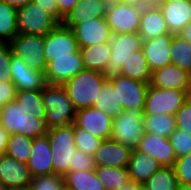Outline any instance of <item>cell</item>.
I'll use <instances>...</instances> for the list:
<instances>
[{"mask_svg":"<svg viewBox=\"0 0 191 190\" xmlns=\"http://www.w3.org/2000/svg\"><path fill=\"white\" fill-rule=\"evenodd\" d=\"M41 97L48 130L75 122L76 109L62 85L47 84L41 91Z\"/></svg>","mask_w":191,"mask_h":190,"instance_id":"obj_1","label":"cell"},{"mask_svg":"<svg viewBox=\"0 0 191 190\" xmlns=\"http://www.w3.org/2000/svg\"><path fill=\"white\" fill-rule=\"evenodd\" d=\"M106 80L107 76L102 72L83 70L62 86L78 111L95 105L101 86Z\"/></svg>","mask_w":191,"mask_h":190,"instance_id":"obj_2","label":"cell"},{"mask_svg":"<svg viewBox=\"0 0 191 190\" xmlns=\"http://www.w3.org/2000/svg\"><path fill=\"white\" fill-rule=\"evenodd\" d=\"M0 124L9 134H21L35 139L45 136L48 132L45 118H37L18 107L11 101L1 109Z\"/></svg>","mask_w":191,"mask_h":190,"instance_id":"obj_3","label":"cell"},{"mask_svg":"<svg viewBox=\"0 0 191 190\" xmlns=\"http://www.w3.org/2000/svg\"><path fill=\"white\" fill-rule=\"evenodd\" d=\"M46 135L51 147L53 174L65 176L76 151L74 123L50 129Z\"/></svg>","mask_w":191,"mask_h":190,"instance_id":"obj_4","label":"cell"},{"mask_svg":"<svg viewBox=\"0 0 191 190\" xmlns=\"http://www.w3.org/2000/svg\"><path fill=\"white\" fill-rule=\"evenodd\" d=\"M16 19L19 34L46 35L59 24L51 14L33 1L17 8Z\"/></svg>","mask_w":191,"mask_h":190,"instance_id":"obj_5","label":"cell"},{"mask_svg":"<svg viewBox=\"0 0 191 190\" xmlns=\"http://www.w3.org/2000/svg\"><path fill=\"white\" fill-rule=\"evenodd\" d=\"M123 110L144 112L145 97L149 83L127 78L123 75L108 77Z\"/></svg>","mask_w":191,"mask_h":190,"instance_id":"obj_6","label":"cell"},{"mask_svg":"<svg viewBox=\"0 0 191 190\" xmlns=\"http://www.w3.org/2000/svg\"><path fill=\"white\" fill-rule=\"evenodd\" d=\"M144 132L143 113L123 110L113 118L111 139L115 142L134 149Z\"/></svg>","mask_w":191,"mask_h":190,"instance_id":"obj_7","label":"cell"},{"mask_svg":"<svg viewBox=\"0 0 191 190\" xmlns=\"http://www.w3.org/2000/svg\"><path fill=\"white\" fill-rule=\"evenodd\" d=\"M187 101L186 91L148 86L144 115H174Z\"/></svg>","mask_w":191,"mask_h":190,"instance_id":"obj_8","label":"cell"},{"mask_svg":"<svg viewBox=\"0 0 191 190\" xmlns=\"http://www.w3.org/2000/svg\"><path fill=\"white\" fill-rule=\"evenodd\" d=\"M13 54L24 60L30 69L46 71L45 35L18 34L10 43Z\"/></svg>","mask_w":191,"mask_h":190,"instance_id":"obj_9","label":"cell"},{"mask_svg":"<svg viewBox=\"0 0 191 190\" xmlns=\"http://www.w3.org/2000/svg\"><path fill=\"white\" fill-rule=\"evenodd\" d=\"M143 7L109 1L106 20L112 34L138 33Z\"/></svg>","mask_w":191,"mask_h":190,"instance_id":"obj_10","label":"cell"},{"mask_svg":"<svg viewBox=\"0 0 191 190\" xmlns=\"http://www.w3.org/2000/svg\"><path fill=\"white\" fill-rule=\"evenodd\" d=\"M142 38L138 33L112 34L110 40L111 58L107 63L105 75H119L122 66L135 51L142 48Z\"/></svg>","mask_w":191,"mask_h":190,"instance_id":"obj_11","label":"cell"},{"mask_svg":"<svg viewBox=\"0 0 191 190\" xmlns=\"http://www.w3.org/2000/svg\"><path fill=\"white\" fill-rule=\"evenodd\" d=\"M79 50L73 30L62 23L45 35L44 55L47 63L52 61L53 57H73V53Z\"/></svg>","mask_w":191,"mask_h":190,"instance_id":"obj_12","label":"cell"},{"mask_svg":"<svg viewBox=\"0 0 191 190\" xmlns=\"http://www.w3.org/2000/svg\"><path fill=\"white\" fill-rule=\"evenodd\" d=\"M83 70H85V67L80 50L73 53V57H53V60L47 63L46 83L63 85Z\"/></svg>","mask_w":191,"mask_h":190,"instance_id":"obj_13","label":"cell"},{"mask_svg":"<svg viewBox=\"0 0 191 190\" xmlns=\"http://www.w3.org/2000/svg\"><path fill=\"white\" fill-rule=\"evenodd\" d=\"M113 118L93 107L76 111L74 124L102 140L111 139Z\"/></svg>","mask_w":191,"mask_h":190,"instance_id":"obj_14","label":"cell"},{"mask_svg":"<svg viewBox=\"0 0 191 190\" xmlns=\"http://www.w3.org/2000/svg\"><path fill=\"white\" fill-rule=\"evenodd\" d=\"M12 83L16 86L17 91H42L47 85L45 73L30 69L20 57L12 54L11 67Z\"/></svg>","mask_w":191,"mask_h":190,"instance_id":"obj_15","label":"cell"},{"mask_svg":"<svg viewBox=\"0 0 191 190\" xmlns=\"http://www.w3.org/2000/svg\"><path fill=\"white\" fill-rule=\"evenodd\" d=\"M79 47L110 42L112 33L106 17L92 18L76 25L73 29Z\"/></svg>","mask_w":191,"mask_h":190,"instance_id":"obj_16","label":"cell"},{"mask_svg":"<svg viewBox=\"0 0 191 190\" xmlns=\"http://www.w3.org/2000/svg\"><path fill=\"white\" fill-rule=\"evenodd\" d=\"M136 149L151 155L166 167H173L177 159L170 139L155 133L144 132Z\"/></svg>","mask_w":191,"mask_h":190,"instance_id":"obj_17","label":"cell"},{"mask_svg":"<svg viewBox=\"0 0 191 190\" xmlns=\"http://www.w3.org/2000/svg\"><path fill=\"white\" fill-rule=\"evenodd\" d=\"M156 5L165 18L170 34L179 35L191 22V2L187 0H160Z\"/></svg>","mask_w":191,"mask_h":190,"instance_id":"obj_18","label":"cell"},{"mask_svg":"<svg viewBox=\"0 0 191 190\" xmlns=\"http://www.w3.org/2000/svg\"><path fill=\"white\" fill-rule=\"evenodd\" d=\"M132 148L115 142L112 139L103 140L100 147L93 154L96 166L109 168H127Z\"/></svg>","mask_w":191,"mask_h":190,"instance_id":"obj_19","label":"cell"},{"mask_svg":"<svg viewBox=\"0 0 191 190\" xmlns=\"http://www.w3.org/2000/svg\"><path fill=\"white\" fill-rule=\"evenodd\" d=\"M173 34L142 41V50L151 72L171 64V41Z\"/></svg>","mask_w":191,"mask_h":190,"instance_id":"obj_20","label":"cell"},{"mask_svg":"<svg viewBox=\"0 0 191 190\" xmlns=\"http://www.w3.org/2000/svg\"><path fill=\"white\" fill-rule=\"evenodd\" d=\"M31 178L26 163L19 162L7 154L0 155V181L8 189L29 185Z\"/></svg>","mask_w":191,"mask_h":190,"instance_id":"obj_21","label":"cell"},{"mask_svg":"<svg viewBox=\"0 0 191 190\" xmlns=\"http://www.w3.org/2000/svg\"><path fill=\"white\" fill-rule=\"evenodd\" d=\"M26 164L32 177L53 174L52 153L47 135L33 140L31 156Z\"/></svg>","mask_w":191,"mask_h":190,"instance_id":"obj_22","label":"cell"},{"mask_svg":"<svg viewBox=\"0 0 191 190\" xmlns=\"http://www.w3.org/2000/svg\"><path fill=\"white\" fill-rule=\"evenodd\" d=\"M165 18L156 4L143 7L138 34L143 41L169 34Z\"/></svg>","mask_w":191,"mask_h":190,"instance_id":"obj_23","label":"cell"},{"mask_svg":"<svg viewBox=\"0 0 191 190\" xmlns=\"http://www.w3.org/2000/svg\"><path fill=\"white\" fill-rule=\"evenodd\" d=\"M109 0H79L63 19L62 24L70 29L92 18L105 17Z\"/></svg>","mask_w":191,"mask_h":190,"instance_id":"obj_24","label":"cell"},{"mask_svg":"<svg viewBox=\"0 0 191 190\" xmlns=\"http://www.w3.org/2000/svg\"><path fill=\"white\" fill-rule=\"evenodd\" d=\"M191 75L178 66L169 64L151 73L149 85L162 89L186 91Z\"/></svg>","mask_w":191,"mask_h":190,"instance_id":"obj_25","label":"cell"},{"mask_svg":"<svg viewBox=\"0 0 191 190\" xmlns=\"http://www.w3.org/2000/svg\"><path fill=\"white\" fill-rule=\"evenodd\" d=\"M163 166L151 155L136 148L132 149L128 164L129 179L136 183H145L156 171Z\"/></svg>","mask_w":191,"mask_h":190,"instance_id":"obj_26","label":"cell"},{"mask_svg":"<svg viewBox=\"0 0 191 190\" xmlns=\"http://www.w3.org/2000/svg\"><path fill=\"white\" fill-rule=\"evenodd\" d=\"M85 70H95L105 74L107 63L111 58L110 42L80 47Z\"/></svg>","mask_w":191,"mask_h":190,"instance_id":"obj_27","label":"cell"},{"mask_svg":"<svg viewBox=\"0 0 191 190\" xmlns=\"http://www.w3.org/2000/svg\"><path fill=\"white\" fill-rule=\"evenodd\" d=\"M151 73L152 72L148 67L147 60L141 48L131 54L127 59L125 64L122 66L120 75L141 82L150 83Z\"/></svg>","mask_w":191,"mask_h":190,"instance_id":"obj_28","label":"cell"},{"mask_svg":"<svg viewBox=\"0 0 191 190\" xmlns=\"http://www.w3.org/2000/svg\"><path fill=\"white\" fill-rule=\"evenodd\" d=\"M64 178L65 190H105L95 170L68 172Z\"/></svg>","mask_w":191,"mask_h":190,"instance_id":"obj_29","label":"cell"},{"mask_svg":"<svg viewBox=\"0 0 191 190\" xmlns=\"http://www.w3.org/2000/svg\"><path fill=\"white\" fill-rule=\"evenodd\" d=\"M17 9L0 0V44H9L18 34Z\"/></svg>","mask_w":191,"mask_h":190,"instance_id":"obj_30","label":"cell"},{"mask_svg":"<svg viewBox=\"0 0 191 190\" xmlns=\"http://www.w3.org/2000/svg\"><path fill=\"white\" fill-rule=\"evenodd\" d=\"M94 107L106 113L111 118H114L123 111L122 104L118 102L116 92L108 80L102 84Z\"/></svg>","mask_w":191,"mask_h":190,"instance_id":"obj_31","label":"cell"},{"mask_svg":"<svg viewBox=\"0 0 191 190\" xmlns=\"http://www.w3.org/2000/svg\"><path fill=\"white\" fill-rule=\"evenodd\" d=\"M170 49L171 64L191 75V43L179 35H173Z\"/></svg>","mask_w":191,"mask_h":190,"instance_id":"obj_32","label":"cell"},{"mask_svg":"<svg viewBox=\"0 0 191 190\" xmlns=\"http://www.w3.org/2000/svg\"><path fill=\"white\" fill-rule=\"evenodd\" d=\"M176 130L174 115H144V131L169 138Z\"/></svg>","mask_w":191,"mask_h":190,"instance_id":"obj_33","label":"cell"},{"mask_svg":"<svg viewBox=\"0 0 191 190\" xmlns=\"http://www.w3.org/2000/svg\"><path fill=\"white\" fill-rule=\"evenodd\" d=\"M15 101L26 113L37 118H45V109L42 104L41 91H17Z\"/></svg>","mask_w":191,"mask_h":190,"instance_id":"obj_34","label":"cell"},{"mask_svg":"<svg viewBox=\"0 0 191 190\" xmlns=\"http://www.w3.org/2000/svg\"><path fill=\"white\" fill-rule=\"evenodd\" d=\"M95 172L98 179L103 183L105 190H116L130 180L127 168L97 166Z\"/></svg>","mask_w":191,"mask_h":190,"instance_id":"obj_35","label":"cell"},{"mask_svg":"<svg viewBox=\"0 0 191 190\" xmlns=\"http://www.w3.org/2000/svg\"><path fill=\"white\" fill-rule=\"evenodd\" d=\"M32 138L21 134H10L5 154L19 162L27 163L31 156Z\"/></svg>","mask_w":191,"mask_h":190,"instance_id":"obj_36","label":"cell"},{"mask_svg":"<svg viewBox=\"0 0 191 190\" xmlns=\"http://www.w3.org/2000/svg\"><path fill=\"white\" fill-rule=\"evenodd\" d=\"M148 190H175L179 185L173 167L163 166L145 183Z\"/></svg>","mask_w":191,"mask_h":190,"instance_id":"obj_37","label":"cell"},{"mask_svg":"<svg viewBox=\"0 0 191 190\" xmlns=\"http://www.w3.org/2000/svg\"><path fill=\"white\" fill-rule=\"evenodd\" d=\"M74 133L76 149L87 155H93L103 141L99 137L92 135L90 132L77 127L75 124Z\"/></svg>","mask_w":191,"mask_h":190,"instance_id":"obj_38","label":"cell"},{"mask_svg":"<svg viewBox=\"0 0 191 190\" xmlns=\"http://www.w3.org/2000/svg\"><path fill=\"white\" fill-rule=\"evenodd\" d=\"M29 185L32 190H65V178L59 174L35 176Z\"/></svg>","mask_w":191,"mask_h":190,"instance_id":"obj_39","label":"cell"},{"mask_svg":"<svg viewBox=\"0 0 191 190\" xmlns=\"http://www.w3.org/2000/svg\"><path fill=\"white\" fill-rule=\"evenodd\" d=\"M176 157L191 154V134L176 128L169 137Z\"/></svg>","mask_w":191,"mask_h":190,"instance_id":"obj_40","label":"cell"},{"mask_svg":"<svg viewBox=\"0 0 191 190\" xmlns=\"http://www.w3.org/2000/svg\"><path fill=\"white\" fill-rule=\"evenodd\" d=\"M173 168L178 183L191 186V154L178 157Z\"/></svg>","mask_w":191,"mask_h":190,"instance_id":"obj_41","label":"cell"},{"mask_svg":"<svg viewBox=\"0 0 191 190\" xmlns=\"http://www.w3.org/2000/svg\"><path fill=\"white\" fill-rule=\"evenodd\" d=\"M13 51L9 44H0V83L12 82L11 73V57Z\"/></svg>","mask_w":191,"mask_h":190,"instance_id":"obj_42","label":"cell"},{"mask_svg":"<svg viewBox=\"0 0 191 190\" xmlns=\"http://www.w3.org/2000/svg\"><path fill=\"white\" fill-rule=\"evenodd\" d=\"M95 160L93 155H87L84 152L77 150L74 153L72 165H69V172L95 170Z\"/></svg>","mask_w":191,"mask_h":190,"instance_id":"obj_43","label":"cell"},{"mask_svg":"<svg viewBox=\"0 0 191 190\" xmlns=\"http://www.w3.org/2000/svg\"><path fill=\"white\" fill-rule=\"evenodd\" d=\"M174 116L176 128L191 134V102L187 100Z\"/></svg>","mask_w":191,"mask_h":190,"instance_id":"obj_44","label":"cell"},{"mask_svg":"<svg viewBox=\"0 0 191 190\" xmlns=\"http://www.w3.org/2000/svg\"><path fill=\"white\" fill-rule=\"evenodd\" d=\"M16 94L17 89L12 82L0 83V109L7 103L14 101Z\"/></svg>","mask_w":191,"mask_h":190,"instance_id":"obj_45","label":"cell"},{"mask_svg":"<svg viewBox=\"0 0 191 190\" xmlns=\"http://www.w3.org/2000/svg\"><path fill=\"white\" fill-rule=\"evenodd\" d=\"M39 4L46 12L51 14L59 22V8L57 0H32Z\"/></svg>","mask_w":191,"mask_h":190,"instance_id":"obj_46","label":"cell"},{"mask_svg":"<svg viewBox=\"0 0 191 190\" xmlns=\"http://www.w3.org/2000/svg\"><path fill=\"white\" fill-rule=\"evenodd\" d=\"M59 8V23H62L63 19L73 9L79 0H57Z\"/></svg>","mask_w":191,"mask_h":190,"instance_id":"obj_47","label":"cell"},{"mask_svg":"<svg viewBox=\"0 0 191 190\" xmlns=\"http://www.w3.org/2000/svg\"><path fill=\"white\" fill-rule=\"evenodd\" d=\"M10 134L0 124V155L5 154Z\"/></svg>","mask_w":191,"mask_h":190,"instance_id":"obj_48","label":"cell"},{"mask_svg":"<svg viewBox=\"0 0 191 190\" xmlns=\"http://www.w3.org/2000/svg\"><path fill=\"white\" fill-rule=\"evenodd\" d=\"M116 3H122L130 6L145 7L149 5L145 0H109Z\"/></svg>","mask_w":191,"mask_h":190,"instance_id":"obj_49","label":"cell"},{"mask_svg":"<svg viewBox=\"0 0 191 190\" xmlns=\"http://www.w3.org/2000/svg\"><path fill=\"white\" fill-rule=\"evenodd\" d=\"M1 1H4L5 3L15 7L16 9L25 6L29 2H32V0H1Z\"/></svg>","mask_w":191,"mask_h":190,"instance_id":"obj_50","label":"cell"},{"mask_svg":"<svg viewBox=\"0 0 191 190\" xmlns=\"http://www.w3.org/2000/svg\"><path fill=\"white\" fill-rule=\"evenodd\" d=\"M179 36L191 43V22L182 29Z\"/></svg>","mask_w":191,"mask_h":190,"instance_id":"obj_51","label":"cell"},{"mask_svg":"<svg viewBox=\"0 0 191 190\" xmlns=\"http://www.w3.org/2000/svg\"><path fill=\"white\" fill-rule=\"evenodd\" d=\"M137 183L133 180L127 181L125 185H122L121 187L117 188L116 190H136Z\"/></svg>","mask_w":191,"mask_h":190,"instance_id":"obj_52","label":"cell"},{"mask_svg":"<svg viewBox=\"0 0 191 190\" xmlns=\"http://www.w3.org/2000/svg\"><path fill=\"white\" fill-rule=\"evenodd\" d=\"M187 100L191 102V78L186 90Z\"/></svg>","mask_w":191,"mask_h":190,"instance_id":"obj_53","label":"cell"},{"mask_svg":"<svg viewBox=\"0 0 191 190\" xmlns=\"http://www.w3.org/2000/svg\"><path fill=\"white\" fill-rule=\"evenodd\" d=\"M175 190H191L190 185H178Z\"/></svg>","mask_w":191,"mask_h":190,"instance_id":"obj_54","label":"cell"},{"mask_svg":"<svg viewBox=\"0 0 191 190\" xmlns=\"http://www.w3.org/2000/svg\"><path fill=\"white\" fill-rule=\"evenodd\" d=\"M8 190H32L30 185L22 186V187H17V188H10Z\"/></svg>","mask_w":191,"mask_h":190,"instance_id":"obj_55","label":"cell"},{"mask_svg":"<svg viewBox=\"0 0 191 190\" xmlns=\"http://www.w3.org/2000/svg\"><path fill=\"white\" fill-rule=\"evenodd\" d=\"M136 190H148V188L146 187L144 183H137Z\"/></svg>","mask_w":191,"mask_h":190,"instance_id":"obj_56","label":"cell"},{"mask_svg":"<svg viewBox=\"0 0 191 190\" xmlns=\"http://www.w3.org/2000/svg\"><path fill=\"white\" fill-rule=\"evenodd\" d=\"M148 4H156L160 0H145Z\"/></svg>","mask_w":191,"mask_h":190,"instance_id":"obj_57","label":"cell"},{"mask_svg":"<svg viewBox=\"0 0 191 190\" xmlns=\"http://www.w3.org/2000/svg\"><path fill=\"white\" fill-rule=\"evenodd\" d=\"M0 190H8V188L0 181Z\"/></svg>","mask_w":191,"mask_h":190,"instance_id":"obj_58","label":"cell"}]
</instances>
